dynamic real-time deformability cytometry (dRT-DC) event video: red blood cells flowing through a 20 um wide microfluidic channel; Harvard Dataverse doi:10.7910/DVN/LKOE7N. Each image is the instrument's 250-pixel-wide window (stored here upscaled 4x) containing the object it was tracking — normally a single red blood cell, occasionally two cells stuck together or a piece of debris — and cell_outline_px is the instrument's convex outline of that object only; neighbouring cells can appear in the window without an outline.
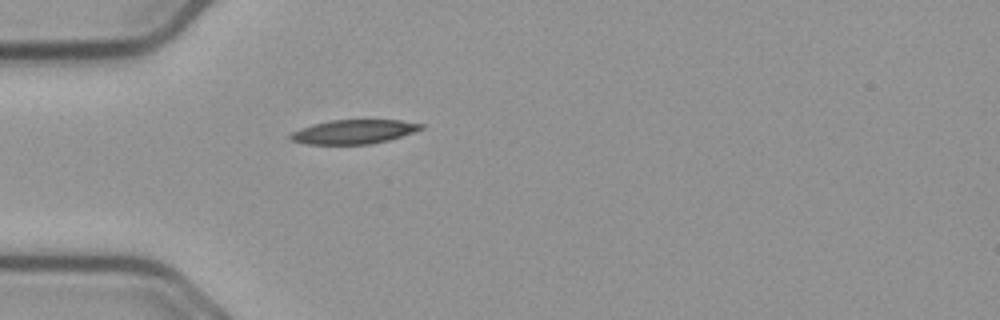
{"species": "common noctule bat (a hibernating species)", "species_latin": "Nyctalus noctula", "temperature_condition": "cold", "stored_images_in_passage": 36, "camera_frame_rate_fps": 3000, "um_per_image_px": 0.085, "animal": {"sex": "male", "body_mass_g": 23.1, "forearm_length_mm": 52.7}, "frame": {"image": 1, "passage_image": 1, "time_ms": 0.0, "image_size_px": [1000, 320], "cell_outline_px": [[424, 128], [388, 140], [368, 144], [308, 144], [292, 140], [288, 136], [292, 132], [300, 128], [312, 124], [328, 120], [400, 120], [424, 124]], "centroid_in_image_um": [30.05, 11.19], "position_along_channel_um": 55.0, "area_um2": 18.21}}
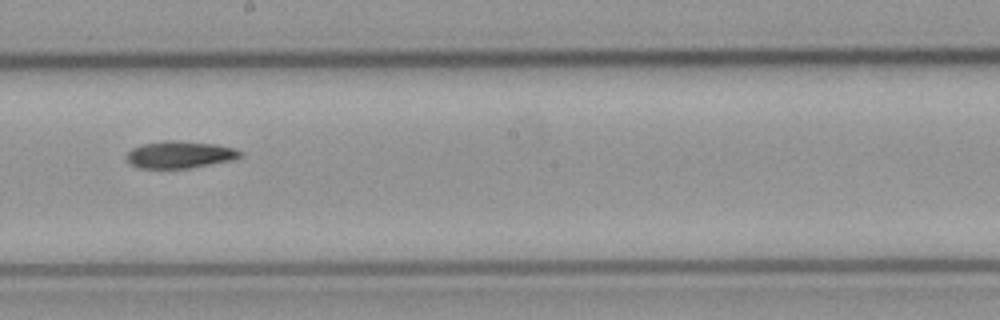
{"frame": {"image": 2, "passage_image": 16, "time_ms": 5.0, "image_size_px": [1000, 320], "cell_outline_px": [[244, 156], [236, 160], [188, 168], [140, 168], [132, 164], [124, 156], [132, 148], [140, 144], [164, 140], [172, 140], [216, 144], [236, 148], [244, 152]], "centroid_in_image_um": [15.35, 13.13], "position_along_channel_um": 232.9, "area_um2": 18.26}}
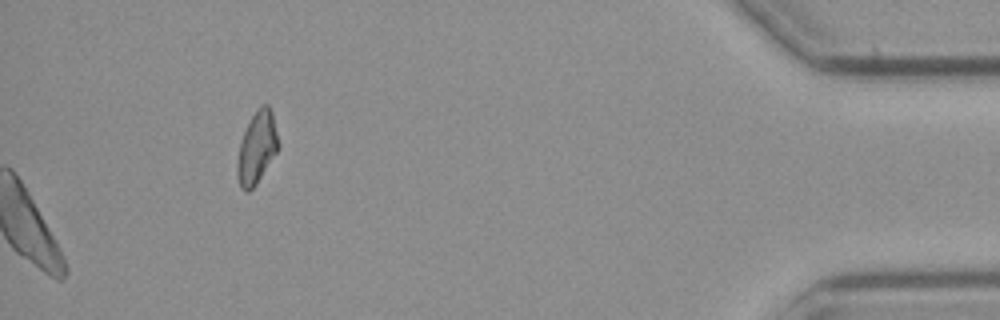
{"frame": {"image": 3, "passage_image": 36, "time_ms": 11.667, "image_size_px": [1000, 320], "cell_outline_px": [[280, 148], [256, 184], [248, 192], [244, 192], [240, 188], [236, 176], [236, 164], [240, 140], [256, 108], [260, 104], [268, 104], [272, 112], [280, 144]], "centroid_in_image_um": [21.83, 12.56], "position_along_channel_um": 413.4, "area_um2": 17.63}}